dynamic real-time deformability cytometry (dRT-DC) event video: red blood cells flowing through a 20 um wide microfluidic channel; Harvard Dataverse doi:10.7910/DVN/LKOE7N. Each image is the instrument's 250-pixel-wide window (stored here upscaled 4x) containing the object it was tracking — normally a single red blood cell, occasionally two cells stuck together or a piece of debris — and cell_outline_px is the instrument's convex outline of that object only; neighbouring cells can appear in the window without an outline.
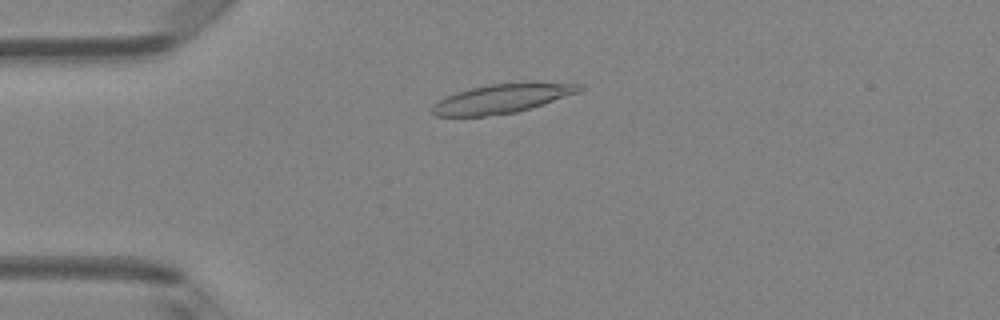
{"species": "Egyptian fruit bat (a non-hibernating species)", "species_latin": "Rousettus aegyptiacus", "temperature_condition": "room temperature", "stored_images_in_passage": 3, "camera_frame_rate_fps": 3000, "um_per_image_px": 0.085, "animal": {"sex": "female"}, "frame": {"image": 1, "passage_image": 1, "time_ms": 0.0, "image_size_px": [1000, 320], "cell_outline_px": [[584, 88], [580, 92], [532, 108], [516, 112], [484, 116], [436, 116], [432, 112], [432, 104], [456, 92], [488, 84], [528, 80], [536, 80], [584, 84]], "centroid_in_image_um": [42.81, 8.33], "position_along_channel_um": 42.2, "area_um2": 25.78}}
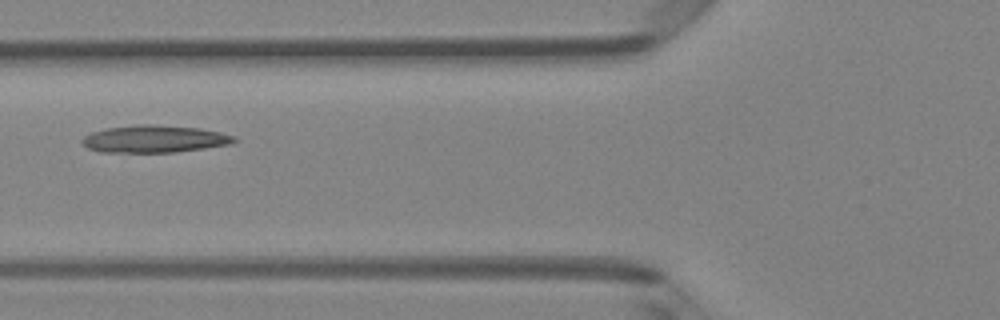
{"frame": {"image": 2, "passage_image": 3, "time_ms": 0.667, "image_size_px": [1000, 320], "cell_outline_px": [[236, 140], [232, 144], [204, 148], [172, 152], [100, 152], [88, 148], [80, 144], [80, 140], [84, 136], [92, 132], [108, 128], [136, 124], [152, 124], [200, 128], [220, 132], [236, 136]], "centroid_in_image_um": [13.11, 11.81], "position_along_channel_um": 112.7, "area_um2": 24.28}}